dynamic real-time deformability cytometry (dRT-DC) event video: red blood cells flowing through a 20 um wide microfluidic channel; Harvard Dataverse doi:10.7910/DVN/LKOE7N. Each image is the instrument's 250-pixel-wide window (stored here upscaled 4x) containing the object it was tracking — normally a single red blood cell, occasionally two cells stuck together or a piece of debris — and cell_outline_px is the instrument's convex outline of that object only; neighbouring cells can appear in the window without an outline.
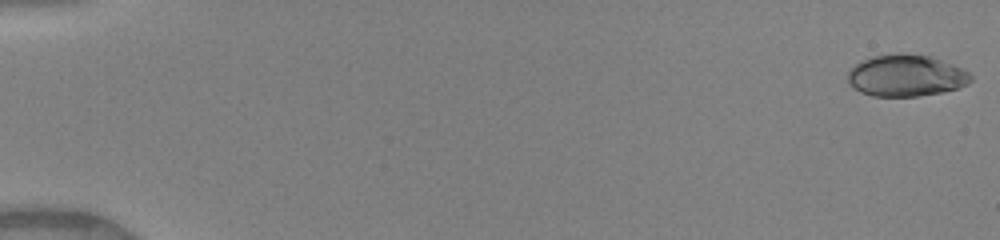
{"species": "human", "species_latin": "Homo sapiens", "temperature_condition": "warm", "stored_images_in_passage": 50, "camera_frame_rate_fps": 3000, "um_per_image_px": 0.085, "donor": {"sex": "female"}, "frame": {"image": 1, "passage_image": 1, "time_ms": 0.0, "image_size_px": [1000, 240], "cell_outline_px": [[972, 80], [968, 84], [956, 88], [940, 92], [916, 96], [872, 96], [860, 92], [848, 84], [848, 72], [860, 60], [872, 56], [896, 52], [904, 52], [928, 56], [964, 68], [972, 76]], "centroid_in_image_um": [76.99, 6.41], "position_along_channel_um": 8.0, "area_um2": 30.06}}
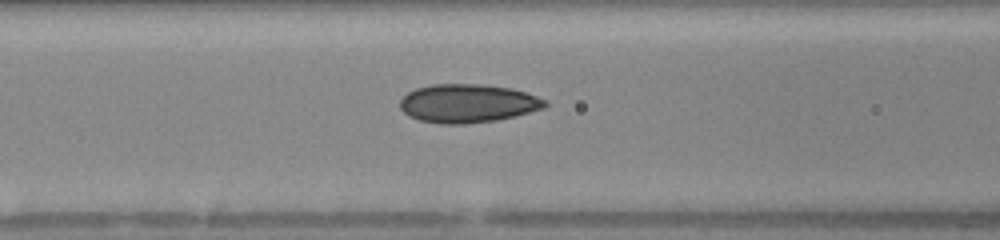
{"frame": {"image": 2, "passage_image": 22, "time_ms": 7.0, "image_size_px": [1000, 240], "cell_outline_px": [[548, 104], [544, 108], [516, 116], [496, 120], [464, 124], [440, 124], [420, 120], [408, 116], [400, 108], [400, 100], [408, 92], [416, 88], [432, 84], [480, 84], [512, 88], [548, 100]], "centroid_in_image_um": [39.76, 8.79], "position_along_channel_um": 126.8, "area_um2": 32.66}}
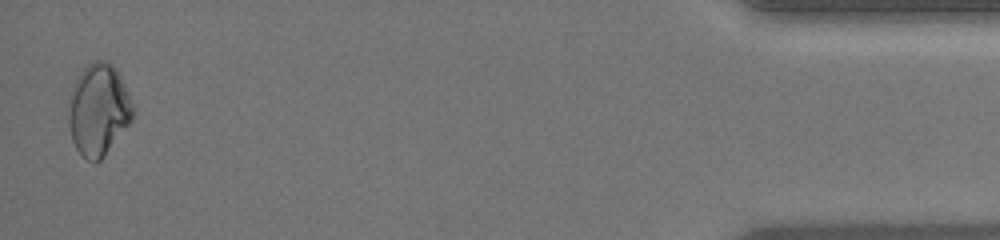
{"frame": {"image": 3, "passage_image": 49, "time_ms": 16.0, "image_size_px": [1000, 240], "cell_outline_px": [[132, 120], [104, 156], [100, 160], [88, 160], [76, 148], [72, 140], [68, 124], [68, 112], [72, 88], [80, 72], [92, 60], [104, 60], [112, 64], [116, 68], [128, 92], [132, 104]], "centroid_in_image_um": [8.36, 9.3], "position_along_channel_um": 426.8, "area_um2": 33.99}, "authors_computed_cell_mechanics": {"area_um2": 30.7207, "velocity_mm_per_s": 4.1651, "shape_relaxation_time_tau1_ms": null, "shape_relaxation_time_tau2_ms": 1.9308, "deformation_change_tau1": null, "deformation_change_tau2": 0.0637}}